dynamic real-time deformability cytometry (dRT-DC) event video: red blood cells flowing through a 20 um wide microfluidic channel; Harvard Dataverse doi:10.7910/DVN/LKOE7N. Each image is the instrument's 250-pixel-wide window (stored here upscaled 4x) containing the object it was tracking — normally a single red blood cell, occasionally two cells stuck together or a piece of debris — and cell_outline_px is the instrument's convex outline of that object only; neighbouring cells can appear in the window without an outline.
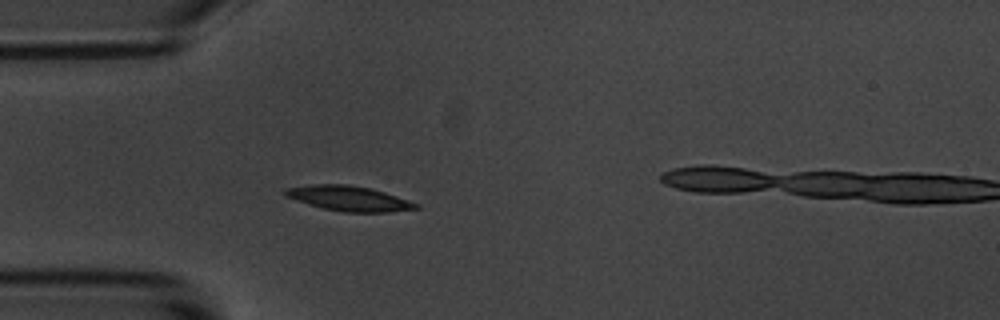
{"species": "common noctule bat (a hibernating species)", "species_latin": "Nyctalus noctula", "temperature_condition": "room temperature", "stored_images_in_passage": 2, "camera_frame_rate_fps": 3000, "um_per_image_px": 0.085, "animal": {"sex": "male", "body_mass_g": 20.1, "forearm_length_mm": 53.5}, "frame": {"image": 1, "passage_image": 1, "time_ms": 0.0, "image_size_px": [1000, 320], "cell_outline_px": [[420, 208], [388, 212], [344, 212], [324, 208], [308, 204], [284, 196], [284, 192], [288, 188], [312, 184], [348, 184], [368, 188], [384, 192], [420, 204]], "centroid_in_image_um": [29.67, 16.87], "position_along_channel_um": 55.3, "area_um2": 18.84}}